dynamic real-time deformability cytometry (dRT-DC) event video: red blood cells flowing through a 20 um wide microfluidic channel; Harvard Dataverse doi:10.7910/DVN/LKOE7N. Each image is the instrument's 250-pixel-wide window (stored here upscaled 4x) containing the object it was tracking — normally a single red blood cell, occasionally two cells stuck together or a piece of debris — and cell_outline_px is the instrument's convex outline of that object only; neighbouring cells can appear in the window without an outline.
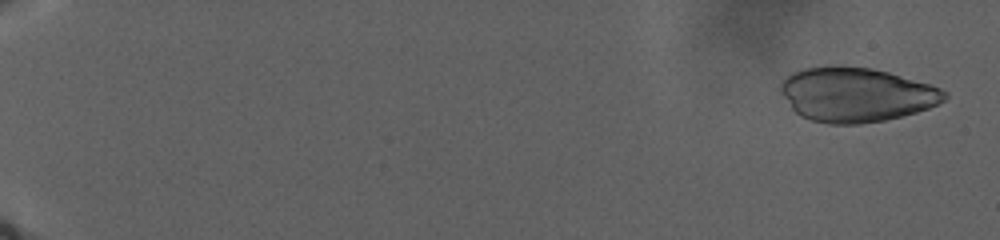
{"species": "human", "species_latin": "Homo sapiens", "temperature_condition": "warm", "stored_images_in_passage": 72, "camera_frame_rate_fps": 3000, "um_per_image_px": 0.085, "donor": {"sex": "male"}, "frame": {"image": 1, "passage_image": 6, "time_ms": 1.0, "image_size_px": [1000, 240], "cell_outline_px": [[948, 96], [944, 100], [928, 108], [916, 112], [884, 120], [860, 124], [828, 124], [812, 120], [800, 116], [792, 108], [780, 92], [780, 84], [792, 72], [804, 68], [832, 64], [840, 64], [872, 68], [888, 72], [928, 84], [940, 88], [948, 92]], "centroid_in_image_um": [72.74, 8.02], "position_along_channel_um": 12.3, "area_um2": 52.08}}
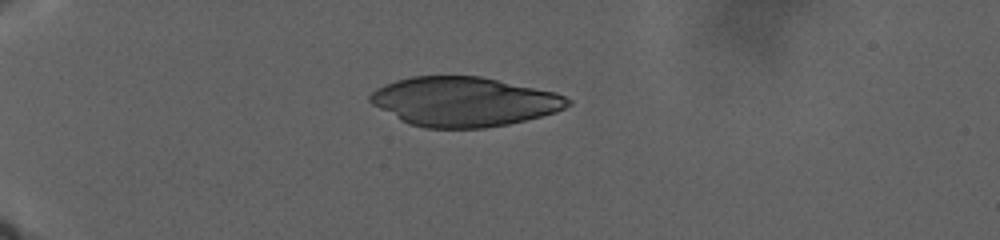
{"frame": {"image": 2, "passage_image": 45, "time_ms": 10.667, "image_size_px": [1000, 240], "cell_outline_px": [[572, 104], [556, 112], [508, 124], [484, 128], [424, 128], [408, 124], [400, 120], [372, 104], [368, 100], [368, 96], [376, 88], [384, 84], [396, 80], [412, 76], [480, 76], [556, 92], [572, 100]], "centroid_in_image_um": [39.42, 8.64], "position_along_channel_um": 45.6, "area_um2": 56.99}}
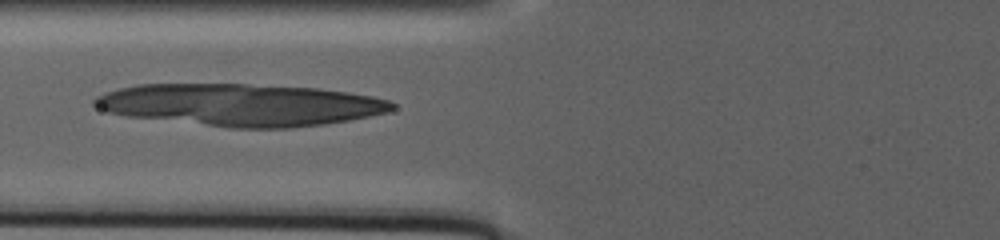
{"frame": {"image": 3, "passage_image": 71, "time_ms": 16.333, "image_size_px": [1000, 240], "cell_outline_px": [[396, 108], [388, 112], [348, 120], [324, 124], [292, 128], [232, 128], [128, 116], [108, 112], [92, 104], [92, 100], [96, 96], [104, 92], [136, 84], [248, 84], [316, 88], [348, 92], [372, 96], [388, 100], [396, 104]], "centroid_in_image_um": [20.45, 8.91], "position_along_channel_um": 105.4, "area_um2": 73.12}}